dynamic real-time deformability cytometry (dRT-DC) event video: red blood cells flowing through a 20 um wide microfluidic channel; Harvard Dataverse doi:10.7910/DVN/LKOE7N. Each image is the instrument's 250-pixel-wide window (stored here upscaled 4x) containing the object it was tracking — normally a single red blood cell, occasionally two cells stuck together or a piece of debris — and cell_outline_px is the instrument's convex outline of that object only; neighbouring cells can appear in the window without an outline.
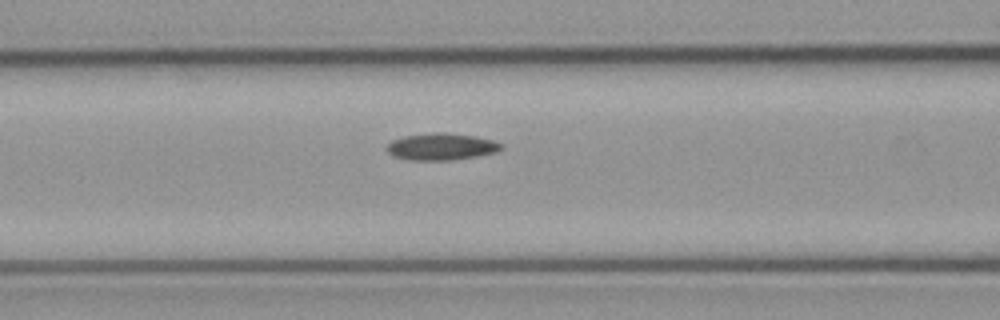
{"species": "common noctule bat (a hibernating species)", "species_latin": "Nyctalus noctula", "temperature_condition": "cold", "stored_images_in_passage": 32, "camera_frame_rate_fps": 3000, "um_per_image_px": 0.085, "animal": {"sex": "male", "body_mass_g": 23.1, "forearm_length_mm": 52.7}, "frame": {"image": 1, "passage_image": 5, "time_ms": 1.333, "image_size_px": [1000, 320], "cell_outline_px": [[504, 148], [496, 152], [476, 156], [452, 160], [408, 160], [392, 156], [388, 152], [388, 144], [392, 140], [404, 136], [432, 132], [444, 132], [476, 136], [492, 140], [504, 144]], "centroid_in_image_um": [37.53, 12.46], "position_along_channel_um": 129.1, "area_um2": 18.03}}